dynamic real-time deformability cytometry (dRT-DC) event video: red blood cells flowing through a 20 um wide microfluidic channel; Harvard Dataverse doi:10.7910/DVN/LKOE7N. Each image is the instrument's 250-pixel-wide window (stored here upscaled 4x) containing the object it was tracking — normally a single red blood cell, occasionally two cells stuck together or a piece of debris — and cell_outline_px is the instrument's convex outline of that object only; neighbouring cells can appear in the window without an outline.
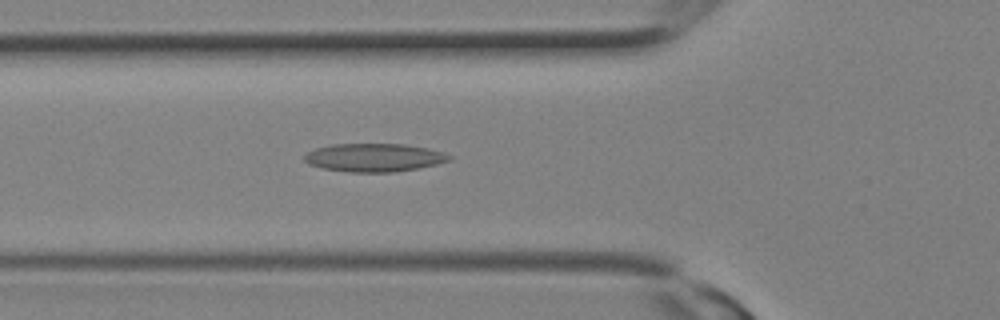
{"species": "Egyptian fruit bat (a non-hibernating species)", "species_latin": "Rousettus aegyptiacus", "temperature_condition": "room temperature", "stored_images_in_passage": 27, "camera_frame_rate_fps": 3000, "um_per_image_px": 0.085, "animal": {"sex": "female"}, "frame": {"image": 1, "passage_image": 9, "time_ms": 2.667, "image_size_px": [1000, 320], "cell_outline_px": [[452, 160], [420, 168], [396, 172], [348, 172], [324, 168], [308, 164], [304, 160], [304, 156], [308, 152], [316, 148], [332, 144], [404, 144], [428, 148], [444, 152], [452, 156]], "centroid_in_image_um": [31.84, 13.39], "position_along_channel_um": 94.0, "area_um2": 23.93}}
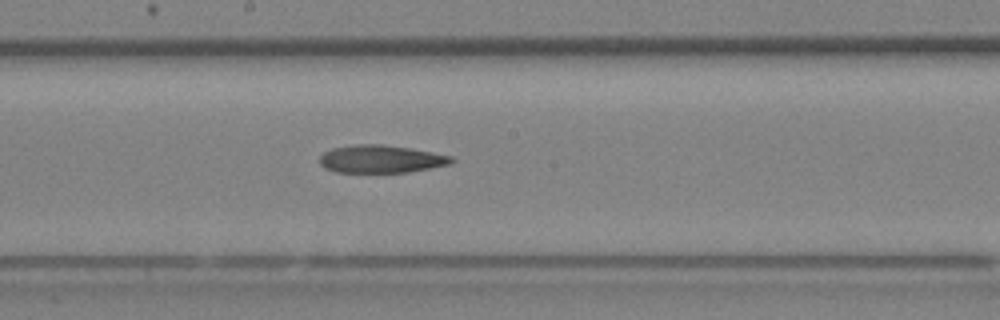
{"frame": {"image": 2, "passage_image": 14, "time_ms": 4.333, "image_size_px": [1000, 320], "cell_outline_px": [[456, 160], [448, 164], [408, 172], [336, 172], [324, 168], [320, 164], [320, 156], [324, 152], [332, 148], [352, 144], [384, 144], [412, 148], [452, 156]], "centroid_in_image_um": [32.36, 13.5], "position_along_channel_um": 215.8, "area_um2": 21.39}}
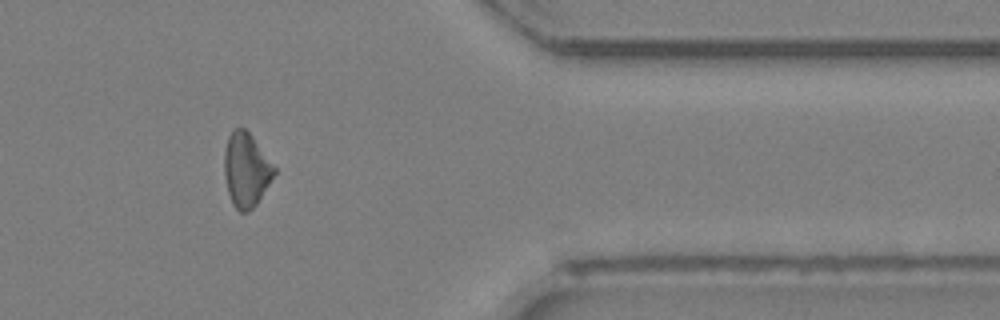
{"frame": {"image": 3, "passage_image": 22, "time_ms": 7.0, "image_size_px": [1000, 320], "cell_outline_px": [[276, 172], [256, 204], [248, 212], [240, 212], [232, 204], [228, 192], [224, 176], [224, 148], [228, 136], [236, 128], [244, 128], [252, 136], [276, 168]], "centroid_in_image_um": [20.9, 14.44], "position_along_channel_um": 390.5, "area_um2": 21.39}}